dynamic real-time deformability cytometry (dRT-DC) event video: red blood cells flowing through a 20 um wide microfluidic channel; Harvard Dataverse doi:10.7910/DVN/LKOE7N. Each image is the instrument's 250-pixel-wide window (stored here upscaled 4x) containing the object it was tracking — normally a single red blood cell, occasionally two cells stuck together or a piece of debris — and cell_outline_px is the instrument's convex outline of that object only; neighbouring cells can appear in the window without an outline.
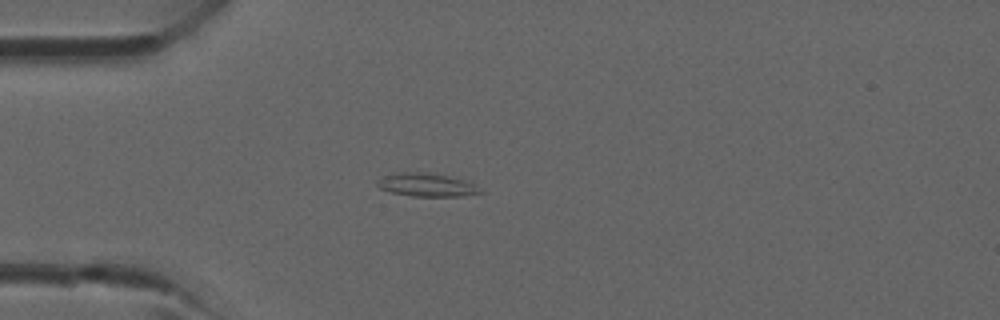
{"species": "common noctule bat (a hibernating species)", "species_latin": "Nyctalus noctula", "temperature_condition": "room temperature", "stored_images_in_passage": 35, "camera_frame_rate_fps": 3000, "um_per_image_px": 0.085, "animal": {"sex": "male", "forearm_length_mm": 52.5}, "frame": {"image": 1, "passage_image": 6, "time_ms": 1.667, "image_size_px": [1000, 320], "cell_outline_px": [[484, 192], [464, 196], [412, 196], [392, 192], [380, 188], [376, 184], [376, 180], [384, 176], [396, 172], [428, 172], [460, 180], [472, 184]], "centroid_in_image_um": [36.19, 15.72], "position_along_channel_um": 48.8, "area_um2": 13.64}}
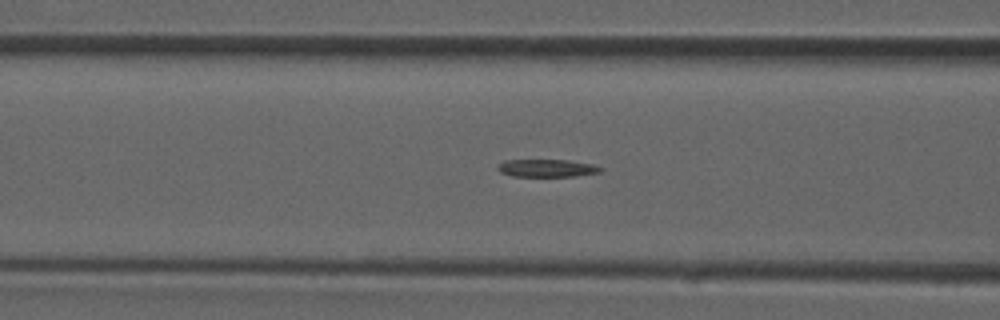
{"frame": {"image": 2, "passage_image": 11, "time_ms": 3.333, "image_size_px": [1000, 320], "cell_outline_px": [[604, 168], [600, 172], [572, 176], [512, 176], [500, 172], [496, 168], [504, 160], [568, 160], [592, 164]], "centroid_in_image_um": [46.48, 14.28], "position_along_channel_um": 120.1, "area_um2": 10.46}}
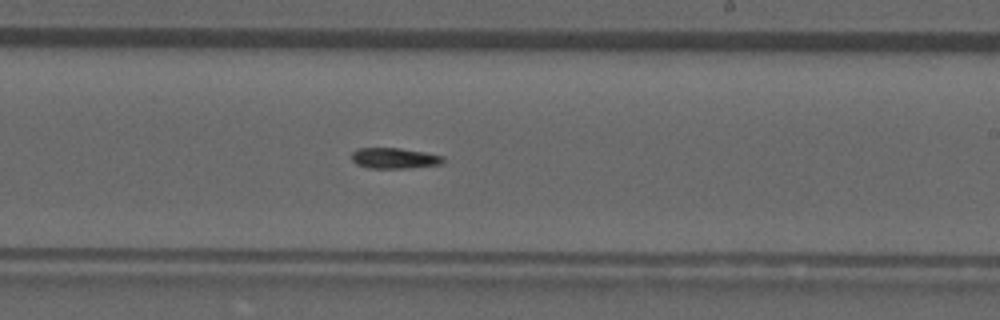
{"frame": {"image": 3, "passage_image": 19, "time_ms": 6.0, "image_size_px": [1000, 320], "cell_outline_px": [[444, 160], [440, 164], [408, 168], [368, 168], [356, 164], [352, 160], [352, 152], [356, 148], [400, 148], [424, 152], [444, 156]], "centroid_in_image_um": [33.49, 13.44], "position_along_channel_um": 255.5, "area_um2": 11.04}}